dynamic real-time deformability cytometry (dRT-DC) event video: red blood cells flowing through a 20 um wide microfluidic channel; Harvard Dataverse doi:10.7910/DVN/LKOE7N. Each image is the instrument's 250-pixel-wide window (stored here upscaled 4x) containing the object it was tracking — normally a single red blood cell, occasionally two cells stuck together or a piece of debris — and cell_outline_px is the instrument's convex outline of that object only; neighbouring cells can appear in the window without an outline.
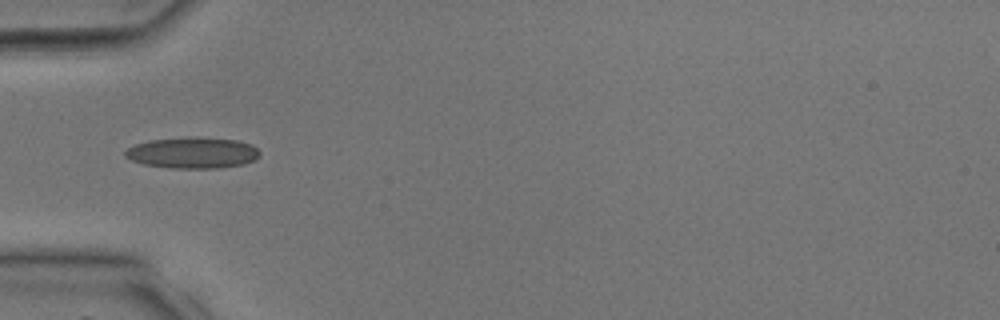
{"species": "common noctule bat (a hibernating species)", "species_latin": "Nyctalus noctula", "temperature_condition": "room temperature", "stored_images_in_passage": 27, "camera_frame_rate_fps": 3000, "um_per_image_px": 0.085, "animal": {"sex": "male", "body_mass_g": 17.9, "forearm_length_mm": 54.2}, "frame": {"image": 1, "passage_image": 1, "time_ms": 0.0, "image_size_px": [1000, 320], "cell_outline_px": [[260, 156], [244, 164], [216, 168], [172, 168], [144, 164], [132, 160], [124, 156], [124, 152], [128, 148], [136, 144], [148, 140], [196, 136], [236, 140], [252, 144], [260, 152]], "centroid_in_image_um": [16.37, 12.97], "position_along_channel_um": 68.6, "area_um2": 24.45}}
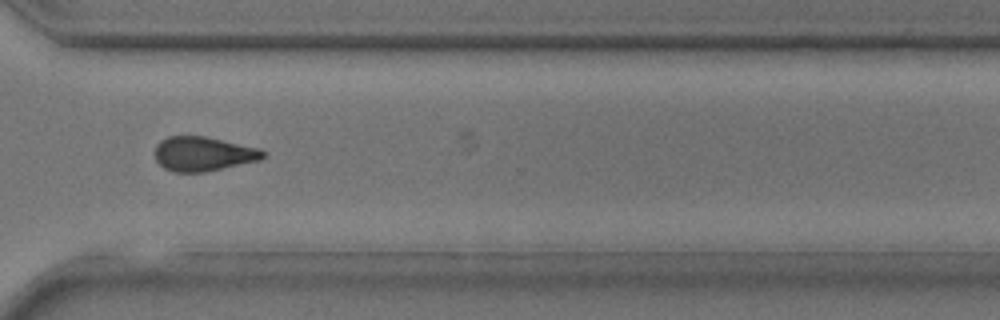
{"frame": {"image": 2, "passage_image": 17, "time_ms": 5.333, "image_size_px": [1000, 320], "cell_outline_px": [[268, 156], [260, 160], [204, 172], [176, 172], [164, 168], [156, 160], [156, 144], [160, 140], [168, 136], [208, 136], [260, 148], [268, 152]], "centroid_in_image_um": [17.33, 13.06], "position_along_channel_um": 353.3, "area_um2": 21.91}}
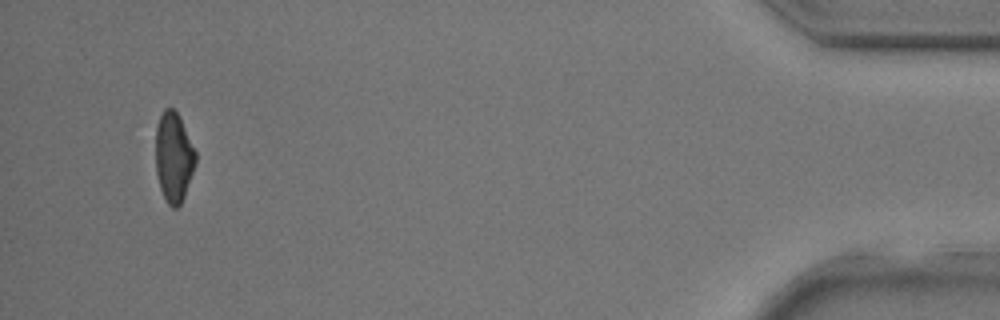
{"frame": {"image": 3, "passage_image": 25, "time_ms": 8.0, "image_size_px": [1000, 320], "cell_outline_px": [[196, 164], [184, 196], [180, 204], [176, 208], [172, 208], [168, 204], [160, 188], [156, 172], [156, 128], [160, 116], [164, 108], [172, 108], [176, 112], [196, 152]], "centroid_in_image_um": [14.76, 13.38], "position_along_channel_um": 420.4, "area_um2": 20.58}}